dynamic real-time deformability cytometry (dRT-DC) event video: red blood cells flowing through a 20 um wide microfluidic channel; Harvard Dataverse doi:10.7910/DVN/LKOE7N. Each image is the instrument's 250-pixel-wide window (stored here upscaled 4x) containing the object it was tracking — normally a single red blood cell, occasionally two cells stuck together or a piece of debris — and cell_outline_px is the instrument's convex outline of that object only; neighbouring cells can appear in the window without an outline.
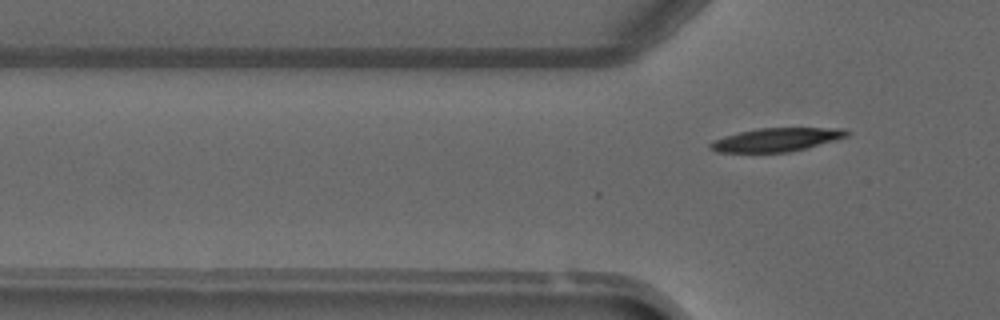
{"species": "common noctule bat (a hibernating species)", "species_latin": "Nyctalus noctula", "temperature_condition": "warm", "stored_images_in_passage": 6, "segment_of_instrument_passage": [2, 2], "camera_frame_rate_fps": 3000, "um_per_image_px": 0.085, "animal": {"sex": "male", "forearm_length_mm": 52.5}, "frame": {"image": 1, "passage_image": 6, "time_ms": 6.333, "image_size_px": [1000, 320], "cell_outline_px": [[848, 136], [804, 148], [788, 152], [716, 152], [708, 148], [708, 144], [712, 140], [724, 136], [740, 132], [760, 128], [844, 128], [848, 132]], "centroid_in_image_um": [65.92, 11.87], "position_along_channel_um": 59.9, "area_um2": 18.44}}